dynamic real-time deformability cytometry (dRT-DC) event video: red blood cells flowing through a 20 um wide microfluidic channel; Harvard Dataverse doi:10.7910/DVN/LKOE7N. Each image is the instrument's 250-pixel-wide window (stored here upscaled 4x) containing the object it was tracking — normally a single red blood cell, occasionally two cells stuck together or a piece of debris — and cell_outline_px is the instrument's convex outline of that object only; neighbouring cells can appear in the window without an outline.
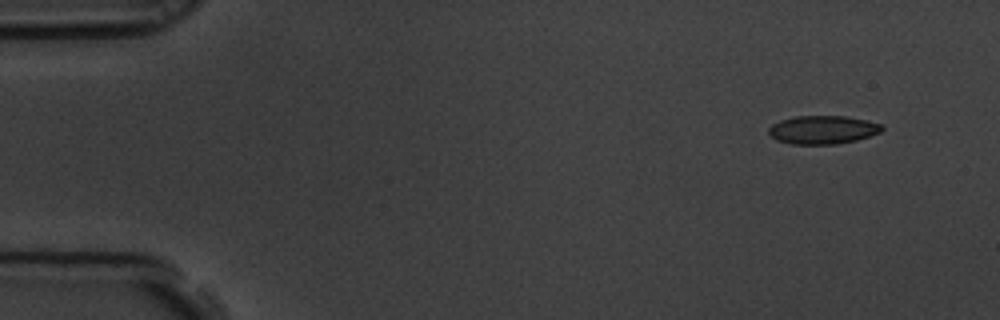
{"species": "common noctule bat (a hibernating species)", "species_latin": "Nyctalus noctula", "temperature_condition": "room temperature", "stored_images_in_passage": 4, "camera_frame_rate_fps": 3000, "um_per_image_px": 0.085, "animal": {"sex": "male", "body_mass_g": 19.5, "forearm_length_mm": 54.6}, "frame": {"image": 1, "passage_image": 1, "time_ms": 0.0, "image_size_px": [1000, 320], "cell_outline_px": [[884, 128], [880, 132], [856, 140], [836, 144], [792, 144], [776, 140], [768, 132], [768, 128], [772, 124], [780, 120], [796, 116], [848, 116], [880, 124]], "centroid_in_image_um": [69.9, 11.03], "position_along_channel_um": 15.1, "area_um2": 18.61}}